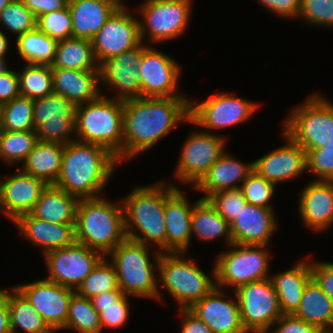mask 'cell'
Segmentation results:
<instances>
[{
    "instance_id": "6da1fadb",
    "label": "cell",
    "mask_w": 333,
    "mask_h": 333,
    "mask_svg": "<svg viewBox=\"0 0 333 333\" xmlns=\"http://www.w3.org/2000/svg\"><path fill=\"white\" fill-rule=\"evenodd\" d=\"M188 97L123 101L124 160L150 149L181 121L188 122Z\"/></svg>"
},
{
    "instance_id": "7a4b0ae2",
    "label": "cell",
    "mask_w": 333,
    "mask_h": 333,
    "mask_svg": "<svg viewBox=\"0 0 333 333\" xmlns=\"http://www.w3.org/2000/svg\"><path fill=\"white\" fill-rule=\"evenodd\" d=\"M117 164V157L106 148L74 140L64 145L61 169L53 185L78 199L96 198Z\"/></svg>"
},
{
    "instance_id": "3957f363",
    "label": "cell",
    "mask_w": 333,
    "mask_h": 333,
    "mask_svg": "<svg viewBox=\"0 0 333 333\" xmlns=\"http://www.w3.org/2000/svg\"><path fill=\"white\" fill-rule=\"evenodd\" d=\"M126 238L121 201L113 203L101 196L79 199L75 222L77 243L107 256Z\"/></svg>"
},
{
    "instance_id": "277c9868",
    "label": "cell",
    "mask_w": 333,
    "mask_h": 333,
    "mask_svg": "<svg viewBox=\"0 0 333 333\" xmlns=\"http://www.w3.org/2000/svg\"><path fill=\"white\" fill-rule=\"evenodd\" d=\"M121 202L127 238L148 246L153 242L166 253L164 183L137 187Z\"/></svg>"
},
{
    "instance_id": "5b68a950",
    "label": "cell",
    "mask_w": 333,
    "mask_h": 333,
    "mask_svg": "<svg viewBox=\"0 0 333 333\" xmlns=\"http://www.w3.org/2000/svg\"><path fill=\"white\" fill-rule=\"evenodd\" d=\"M75 139L102 146L124 161L123 101L105 97L77 105Z\"/></svg>"
},
{
    "instance_id": "8992f818",
    "label": "cell",
    "mask_w": 333,
    "mask_h": 333,
    "mask_svg": "<svg viewBox=\"0 0 333 333\" xmlns=\"http://www.w3.org/2000/svg\"><path fill=\"white\" fill-rule=\"evenodd\" d=\"M149 249L148 245L126 238L108 255L115 266L118 286L123 294L139 298L150 297L160 301L161 294L158 282H156L158 273L154 270L158 269L161 252L151 253L156 260V263H152Z\"/></svg>"
},
{
    "instance_id": "52a82bcc",
    "label": "cell",
    "mask_w": 333,
    "mask_h": 333,
    "mask_svg": "<svg viewBox=\"0 0 333 333\" xmlns=\"http://www.w3.org/2000/svg\"><path fill=\"white\" fill-rule=\"evenodd\" d=\"M185 254L162 252L156 270L166 291L178 301L179 309H189L216 287L215 266L212 268L213 282L193 259H184Z\"/></svg>"
},
{
    "instance_id": "ba28073f",
    "label": "cell",
    "mask_w": 333,
    "mask_h": 333,
    "mask_svg": "<svg viewBox=\"0 0 333 333\" xmlns=\"http://www.w3.org/2000/svg\"><path fill=\"white\" fill-rule=\"evenodd\" d=\"M284 121L283 131L305 151L333 141V103L319 93L293 108Z\"/></svg>"
},
{
    "instance_id": "9c48e42d",
    "label": "cell",
    "mask_w": 333,
    "mask_h": 333,
    "mask_svg": "<svg viewBox=\"0 0 333 333\" xmlns=\"http://www.w3.org/2000/svg\"><path fill=\"white\" fill-rule=\"evenodd\" d=\"M215 259L216 287L232 286L234 291L247 283L268 279L270 254L265 245H240Z\"/></svg>"
},
{
    "instance_id": "30bf717a",
    "label": "cell",
    "mask_w": 333,
    "mask_h": 333,
    "mask_svg": "<svg viewBox=\"0 0 333 333\" xmlns=\"http://www.w3.org/2000/svg\"><path fill=\"white\" fill-rule=\"evenodd\" d=\"M192 3V0H145L136 10L143 17L139 21L142 42L147 35L154 44L182 35L190 21Z\"/></svg>"
},
{
    "instance_id": "8fae6325",
    "label": "cell",
    "mask_w": 333,
    "mask_h": 333,
    "mask_svg": "<svg viewBox=\"0 0 333 333\" xmlns=\"http://www.w3.org/2000/svg\"><path fill=\"white\" fill-rule=\"evenodd\" d=\"M232 292L236 295L241 323L247 333H266L283 315L270 278L247 283Z\"/></svg>"
},
{
    "instance_id": "7c38bea8",
    "label": "cell",
    "mask_w": 333,
    "mask_h": 333,
    "mask_svg": "<svg viewBox=\"0 0 333 333\" xmlns=\"http://www.w3.org/2000/svg\"><path fill=\"white\" fill-rule=\"evenodd\" d=\"M77 104L52 93L33 100V125L38 141L66 145L74 141Z\"/></svg>"
},
{
    "instance_id": "4fadbf2b",
    "label": "cell",
    "mask_w": 333,
    "mask_h": 333,
    "mask_svg": "<svg viewBox=\"0 0 333 333\" xmlns=\"http://www.w3.org/2000/svg\"><path fill=\"white\" fill-rule=\"evenodd\" d=\"M258 104L229 93H214L202 102L189 103V123L208 129H225L244 123Z\"/></svg>"
},
{
    "instance_id": "5bb4252c",
    "label": "cell",
    "mask_w": 333,
    "mask_h": 333,
    "mask_svg": "<svg viewBox=\"0 0 333 333\" xmlns=\"http://www.w3.org/2000/svg\"><path fill=\"white\" fill-rule=\"evenodd\" d=\"M104 257L102 252L77 242L49 251L44 254L49 275L46 279L76 291Z\"/></svg>"
},
{
    "instance_id": "9a60e30c",
    "label": "cell",
    "mask_w": 333,
    "mask_h": 333,
    "mask_svg": "<svg viewBox=\"0 0 333 333\" xmlns=\"http://www.w3.org/2000/svg\"><path fill=\"white\" fill-rule=\"evenodd\" d=\"M225 136L195 131L185 140L175 171L176 179L193 186L226 152Z\"/></svg>"
},
{
    "instance_id": "2e32d148",
    "label": "cell",
    "mask_w": 333,
    "mask_h": 333,
    "mask_svg": "<svg viewBox=\"0 0 333 333\" xmlns=\"http://www.w3.org/2000/svg\"><path fill=\"white\" fill-rule=\"evenodd\" d=\"M132 14L127 7H118L91 40L98 64L143 43L140 19Z\"/></svg>"
},
{
    "instance_id": "e0dca14e",
    "label": "cell",
    "mask_w": 333,
    "mask_h": 333,
    "mask_svg": "<svg viewBox=\"0 0 333 333\" xmlns=\"http://www.w3.org/2000/svg\"><path fill=\"white\" fill-rule=\"evenodd\" d=\"M179 66L171 56L148 45L139 64L141 97H186L177 91Z\"/></svg>"
},
{
    "instance_id": "ac0fdd59",
    "label": "cell",
    "mask_w": 333,
    "mask_h": 333,
    "mask_svg": "<svg viewBox=\"0 0 333 333\" xmlns=\"http://www.w3.org/2000/svg\"><path fill=\"white\" fill-rule=\"evenodd\" d=\"M38 311L49 328L56 332L64 329L74 290L47 279L14 286Z\"/></svg>"
},
{
    "instance_id": "d6986e66",
    "label": "cell",
    "mask_w": 333,
    "mask_h": 333,
    "mask_svg": "<svg viewBox=\"0 0 333 333\" xmlns=\"http://www.w3.org/2000/svg\"><path fill=\"white\" fill-rule=\"evenodd\" d=\"M147 47L146 44L141 43L99 64L100 82L116 90L115 99L125 101L141 98L139 64Z\"/></svg>"
},
{
    "instance_id": "ffe728a7",
    "label": "cell",
    "mask_w": 333,
    "mask_h": 333,
    "mask_svg": "<svg viewBox=\"0 0 333 333\" xmlns=\"http://www.w3.org/2000/svg\"><path fill=\"white\" fill-rule=\"evenodd\" d=\"M184 191L175 184H164V217L166 224V253H177L189 249L191 243V218L193 204L190 205Z\"/></svg>"
},
{
    "instance_id": "44dd1931",
    "label": "cell",
    "mask_w": 333,
    "mask_h": 333,
    "mask_svg": "<svg viewBox=\"0 0 333 333\" xmlns=\"http://www.w3.org/2000/svg\"><path fill=\"white\" fill-rule=\"evenodd\" d=\"M287 143L253 162V171L277 185L306 173V151L283 131Z\"/></svg>"
},
{
    "instance_id": "7402d4cb",
    "label": "cell",
    "mask_w": 333,
    "mask_h": 333,
    "mask_svg": "<svg viewBox=\"0 0 333 333\" xmlns=\"http://www.w3.org/2000/svg\"><path fill=\"white\" fill-rule=\"evenodd\" d=\"M224 293V290L215 287L188 310L205 322L212 333H247L241 323L236 295L230 299Z\"/></svg>"
},
{
    "instance_id": "603a6c76",
    "label": "cell",
    "mask_w": 333,
    "mask_h": 333,
    "mask_svg": "<svg viewBox=\"0 0 333 333\" xmlns=\"http://www.w3.org/2000/svg\"><path fill=\"white\" fill-rule=\"evenodd\" d=\"M47 184L21 169L6 180L0 178V209L11 221L33 209Z\"/></svg>"
},
{
    "instance_id": "cb8c5ba5",
    "label": "cell",
    "mask_w": 333,
    "mask_h": 333,
    "mask_svg": "<svg viewBox=\"0 0 333 333\" xmlns=\"http://www.w3.org/2000/svg\"><path fill=\"white\" fill-rule=\"evenodd\" d=\"M274 209L246 204L230 223L233 243L265 245L277 228Z\"/></svg>"
},
{
    "instance_id": "d4e9b609",
    "label": "cell",
    "mask_w": 333,
    "mask_h": 333,
    "mask_svg": "<svg viewBox=\"0 0 333 333\" xmlns=\"http://www.w3.org/2000/svg\"><path fill=\"white\" fill-rule=\"evenodd\" d=\"M299 214L311 230L328 229L333 223V181H310L299 195Z\"/></svg>"
},
{
    "instance_id": "484cf974",
    "label": "cell",
    "mask_w": 333,
    "mask_h": 333,
    "mask_svg": "<svg viewBox=\"0 0 333 333\" xmlns=\"http://www.w3.org/2000/svg\"><path fill=\"white\" fill-rule=\"evenodd\" d=\"M25 239L43 248V254L73 245L75 224H57L40 220L30 213L18 217L14 222Z\"/></svg>"
},
{
    "instance_id": "4316f807",
    "label": "cell",
    "mask_w": 333,
    "mask_h": 333,
    "mask_svg": "<svg viewBox=\"0 0 333 333\" xmlns=\"http://www.w3.org/2000/svg\"><path fill=\"white\" fill-rule=\"evenodd\" d=\"M53 93L71 99L77 105L97 100L99 70H73L51 67Z\"/></svg>"
},
{
    "instance_id": "83f0119b",
    "label": "cell",
    "mask_w": 333,
    "mask_h": 333,
    "mask_svg": "<svg viewBox=\"0 0 333 333\" xmlns=\"http://www.w3.org/2000/svg\"><path fill=\"white\" fill-rule=\"evenodd\" d=\"M252 171L253 163L246 165L225 152L192 187L205 193V196L201 198L207 199L221 190L241 188L242 183Z\"/></svg>"
},
{
    "instance_id": "f1b7e54d",
    "label": "cell",
    "mask_w": 333,
    "mask_h": 333,
    "mask_svg": "<svg viewBox=\"0 0 333 333\" xmlns=\"http://www.w3.org/2000/svg\"><path fill=\"white\" fill-rule=\"evenodd\" d=\"M72 37L92 40L118 8L111 0H72L68 2Z\"/></svg>"
},
{
    "instance_id": "f546056e",
    "label": "cell",
    "mask_w": 333,
    "mask_h": 333,
    "mask_svg": "<svg viewBox=\"0 0 333 333\" xmlns=\"http://www.w3.org/2000/svg\"><path fill=\"white\" fill-rule=\"evenodd\" d=\"M296 263L289 270L270 276L283 314L296 312L304 289L312 279L310 261L307 259Z\"/></svg>"
},
{
    "instance_id": "4dcf8cb0",
    "label": "cell",
    "mask_w": 333,
    "mask_h": 333,
    "mask_svg": "<svg viewBox=\"0 0 333 333\" xmlns=\"http://www.w3.org/2000/svg\"><path fill=\"white\" fill-rule=\"evenodd\" d=\"M78 202L75 196L54 185H47L30 214L50 223L75 224Z\"/></svg>"
},
{
    "instance_id": "1f68e13d",
    "label": "cell",
    "mask_w": 333,
    "mask_h": 333,
    "mask_svg": "<svg viewBox=\"0 0 333 333\" xmlns=\"http://www.w3.org/2000/svg\"><path fill=\"white\" fill-rule=\"evenodd\" d=\"M293 315L325 333H333V303L313 278L307 283L300 305Z\"/></svg>"
},
{
    "instance_id": "d6a6232c",
    "label": "cell",
    "mask_w": 333,
    "mask_h": 333,
    "mask_svg": "<svg viewBox=\"0 0 333 333\" xmlns=\"http://www.w3.org/2000/svg\"><path fill=\"white\" fill-rule=\"evenodd\" d=\"M64 145L59 143L38 141L22 163L21 170L35 178L53 185L61 169Z\"/></svg>"
},
{
    "instance_id": "836d02e7",
    "label": "cell",
    "mask_w": 333,
    "mask_h": 333,
    "mask_svg": "<svg viewBox=\"0 0 333 333\" xmlns=\"http://www.w3.org/2000/svg\"><path fill=\"white\" fill-rule=\"evenodd\" d=\"M191 232L192 235H196L199 241L207 242L225 236L226 243L233 244L230 223L216 211L208 199L198 198L194 202Z\"/></svg>"
},
{
    "instance_id": "e575fe53",
    "label": "cell",
    "mask_w": 333,
    "mask_h": 333,
    "mask_svg": "<svg viewBox=\"0 0 333 333\" xmlns=\"http://www.w3.org/2000/svg\"><path fill=\"white\" fill-rule=\"evenodd\" d=\"M50 66L73 70H99L92 41L74 37L57 42L54 59Z\"/></svg>"
},
{
    "instance_id": "d590c367",
    "label": "cell",
    "mask_w": 333,
    "mask_h": 333,
    "mask_svg": "<svg viewBox=\"0 0 333 333\" xmlns=\"http://www.w3.org/2000/svg\"><path fill=\"white\" fill-rule=\"evenodd\" d=\"M8 290L11 333H18L20 328L25 333H54L38 311L15 287Z\"/></svg>"
},
{
    "instance_id": "8d00e7d4",
    "label": "cell",
    "mask_w": 333,
    "mask_h": 333,
    "mask_svg": "<svg viewBox=\"0 0 333 333\" xmlns=\"http://www.w3.org/2000/svg\"><path fill=\"white\" fill-rule=\"evenodd\" d=\"M57 41L43 34L37 27L16 38V49L28 64L51 65Z\"/></svg>"
},
{
    "instance_id": "74e56055",
    "label": "cell",
    "mask_w": 333,
    "mask_h": 333,
    "mask_svg": "<svg viewBox=\"0 0 333 333\" xmlns=\"http://www.w3.org/2000/svg\"><path fill=\"white\" fill-rule=\"evenodd\" d=\"M91 302L99 313L101 329H117L127 322L130 307L128 296L120 288L94 296Z\"/></svg>"
},
{
    "instance_id": "f35d334b",
    "label": "cell",
    "mask_w": 333,
    "mask_h": 333,
    "mask_svg": "<svg viewBox=\"0 0 333 333\" xmlns=\"http://www.w3.org/2000/svg\"><path fill=\"white\" fill-rule=\"evenodd\" d=\"M38 137L36 130L6 131L0 134V159L6 164L13 165L24 162L32 152Z\"/></svg>"
},
{
    "instance_id": "ab89813d",
    "label": "cell",
    "mask_w": 333,
    "mask_h": 333,
    "mask_svg": "<svg viewBox=\"0 0 333 333\" xmlns=\"http://www.w3.org/2000/svg\"><path fill=\"white\" fill-rule=\"evenodd\" d=\"M64 328L80 333H101L99 313L93 307L91 299L77 293L71 297Z\"/></svg>"
},
{
    "instance_id": "60d3db41",
    "label": "cell",
    "mask_w": 333,
    "mask_h": 333,
    "mask_svg": "<svg viewBox=\"0 0 333 333\" xmlns=\"http://www.w3.org/2000/svg\"><path fill=\"white\" fill-rule=\"evenodd\" d=\"M18 75L21 96L34 100L53 93L50 65L27 63Z\"/></svg>"
},
{
    "instance_id": "b9f144b4",
    "label": "cell",
    "mask_w": 333,
    "mask_h": 333,
    "mask_svg": "<svg viewBox=\"0 0 333 333\" xmlns=\"http://www.w3.org/2000/svg\"><path fill=\"white\" fill-rule=\"evenodd\" d=\"M2 130L30 131L33 125V100L18 96L0 106Z\"/></svg>"
},
{
    "instance_id": "7bdbcfd3",
    "label": "cell",
    "mask_w": 333,
    "mask_h": 333,
    "mask_svg": "<svg viewBox=\"0 0 333 333\" xmlns=\"http://www.w3.org/2000/svg\"><path fill=\"white\" fill-rule=\"evenodd\" d=\"M118 288L115 266L104 257L75 292L82 297L91 299L101 293Z\"/></svg>"
},
{
    "instance_id": "ee69618b",
    "label": "cell",
    "mask_w": 333,
    "mask_h": 333,
    "mask_svg": "<svg viewBox=\"0 0 333 333\" xmlns=\"http://www.w3.org/2000/svg\"><path fill=\"white\" fill-rule=\"evenodd\" d=\"M36 19L21 0H12L0 12L1 25L17 37L35 29Z\"/></svg>"
},
{
    "instance_id": "f6af8a7d",
    "label": "cell",
    "mask_w": 333,
    "mask_h": 333,
    "mask_svg": "<svg viewBox=\"0 0 333 333\" xmlns=\"http://www.w3.org/2000/svg\"><path fill=\"white\" fill-rule=\"evenodd\" d=\"M36 27L57 42L71 38L72 20L69 7L38 16Z\"/></svg>"
},
{
    "instance_id": "bcb514c9",
    "label": "cell",
    "mask_w": 333,
    "mask_h": 333,
    "mask_svg": "<svg viewBox=\"0 0 333 333\" xmlns=\"http://www.w3.org/2000/svg\"><path fill=\"white\" fill-rule=\"evenodd\" d=\"M248 204L273 209L270 200L275 192V184L252 171L241 188Z\"/></svg>"
},
{
    "instance_id": "7dc6e473",
    "label": "cell",
    "mask_w": 333,
    "mask_h": 333,
    "mask_svg": "<svg viewBox=\"0 0 333 333\" xmlns=\"http://www.w3.org/2000/svg\"><path fill=\"white\" fill-rule=\"evenodd\" d=\"M207 199L216 211L229 223L239 214L242 207L247 204L240 188L221 190L213 193Z\"/></svg>"
},
{
    "instance_id": "c3c4849f",
    "label": "cell",
    "mask_w": 333,
    "mask_h": 333,
    "mask_svg": "<svg viewBox=\"0 0 333 333\" xmlns=\"http://www.w3.org/2000/svg\"><path fill=\"white\" fill-rule=\"evenodd\" d=\"M306 161L307 171L312 172L316 180L333 181V141L306 151Z\"/></svg>"
},
{
    "instance_id": "681fc988",
    "label": "cell",
    "mask_w": 333,
    "mask_h": 333,
    "mask_svg": "<svg viewBox=\"0 0 333 333\" xmlns=\"http://www.w3.org/2000/svg\"><path fill=\"white\" fill-rule=\"evenodd\" d=\"M298 17L307 24L333 27V0H301Z\"/></svg>"
},
{
    "instance_id": "f907efd6",
    "label": "cell",
    "mask_w": 333,
    "mask_h": 333,
    "mask_svg": "<svg viewBox=\"0 0 333 333\" xmlns=\"http://www.w3.org/2000/svg\"><path fill=\"white\" fill-rule=\"evenodd\" d=\"M274 325H277V328L266 333H325L319 327L309 324L293 314H283Z\"/></svg>"
},
{
    "instance_id": "816d5d0a",
    "label": "cell",
    "mask_w": 333,
    "mask_h": 333,
    "mask_svg": "<svg viewBox=\"0 0 333 333\" xmlns=\"http://www.w3.org/2000/svg\"><path fill=\"white\" fill-rule=\"evenodd\" d=\"M312 278L322 288L333 303V263L310 262Z\"/></svg>"
},
{
    "instance_id": "f5cc1de1",
    "label": "cell",
    "mask_w": 333,
    "mask_h": 333,
    "mask_svg": "<svg viewBox=\"0 0 333 333\" xmlns=\"http://www.w3.org/2000/svg\"><path fill=\"white\" fill-rule=\"evenodd\" d=\"M20 96L19 75L17 71L7 69L0 73V106Z\"/></svg>"
},
{
    "instance_id": "db71d44e",
    "label": "cell",
    "mask_w": 333,
    "mask_h": 333,
    "mask_svg": "<svg viewBox=\"0 0 333 333\" xmlns=\"http://www.w3.org/2000/svg\"><path fill=\"white\" fill-rule=\"evenodd\" d=\"M272 13L280 17H298L301 0H258Z\"/></svg>"
},
{
    "instance_id": "11a10c76",
    "label": "cell",
    "mask_w": 333,
    "mask_h": 333,
    "mask_svg": "<svg viewBox=\"0 0 333 333\" xmlns=\"http://www.w3.org/2000/svg\"><path fill=\"white\" fill-rule=\"evenodd\" d=\"M23 4L37 18L40 15L52 11H58L68 6L67 0H21Z\"/></svg>"
},
{
    "instance_id": "9f6ffc18",
    "label": "cell",
    "mask_w": 333,
    "mask_h": 333,
    "mask_svg": "<svg viewBox=\"0 0 333 333\" xmlns=\"http://www.w3.org/2000/svg\"><path fill=\"white\" fill-rule=\"evenodd\" d=\"M183 320L181 333H212L211 328L188 309H179Z\"/></svg>"
},
{
    "instance_id": "6f0895ef",
    "label": "cell",
    "mask_w": 333,
    "mask_h": 333,
    "mask_svg": "<svg viewBox=\"0 0 333 333\" xmlns=\"http://www.w3.org/2000/svg\"><path fill=\"white\" fill-rule=\"evenodd\" d=\"M0 333H11L6 289H0Z\"/></svg>"
},
{
    "instance_id": "680465c9",
    "label": "cell",
    "mask_w": 333,
    "mask_h": 333,
    "mask_svg": "<svg viewBox=\"0 0 333 333\" xmlns=\"http://www.w3.org/2000/svg\"><path fill=\"white\" fill-rule=\"evenodd\" d=\"M9 42L6 33L0 30V57H4L5 53L8 51Z\"/></svg>"
},
{
    "instance_id": "91938a15",
    "label": "cell",
    "mask_w": 333,
    "mask_h": 333,
    "mask_svg": "<svg viewBox=\"0 0 333 333\" xmlns=\"http://www.w3.org/2000/svg\"><path fill=\"white\" fill-rule=\"evenodd\" d=\"M4 58L5 57H0V73H3L8 69Z\"/></svg>"
},
{
    "instance_id": "94428289",
    "label": "cell",
    "mask_w": 333,
    "mask_h": 333,
    "mask_svg": "<svg viewBox=\"0 0 333 333\" xmlns=\"http://www.w3.org/2000/svg\"><path fill=\"white\" fill-rule=\"evenodd\" d=\"M12 0H0V12L2 11V9Z\"/></svg>"
},
{
    "instance_id": "6125c7cd",
    "label": "cell",
    "mask_w": 333,
    "mask_h": 333,
    "mask_svg": "<svg viewBox=\"0 0 333 333\" xmlns=\"http://www.w3.org/2000/svg\"><path fill=\"white\" fill-rule=\"evenodd\" d=\"M113 1L118 7H124V4L122 3L121 0H111Z\"/></svg>"
},
{
    "instance_id": "be15d7a7",
    "label": "cell",
    "mask_w": 333,
    "mask_h": 333,
    "mask_svg": "<svg viewBox=\"0 0 333 333\" xmlns=\"http://www.w3.org/2000/svg\"><path fill=\"white\" fill-rule=\"evenodd\" d=\"M2 132V123H1V112H0V134Z\"/></svg>"
}]
</instances>
